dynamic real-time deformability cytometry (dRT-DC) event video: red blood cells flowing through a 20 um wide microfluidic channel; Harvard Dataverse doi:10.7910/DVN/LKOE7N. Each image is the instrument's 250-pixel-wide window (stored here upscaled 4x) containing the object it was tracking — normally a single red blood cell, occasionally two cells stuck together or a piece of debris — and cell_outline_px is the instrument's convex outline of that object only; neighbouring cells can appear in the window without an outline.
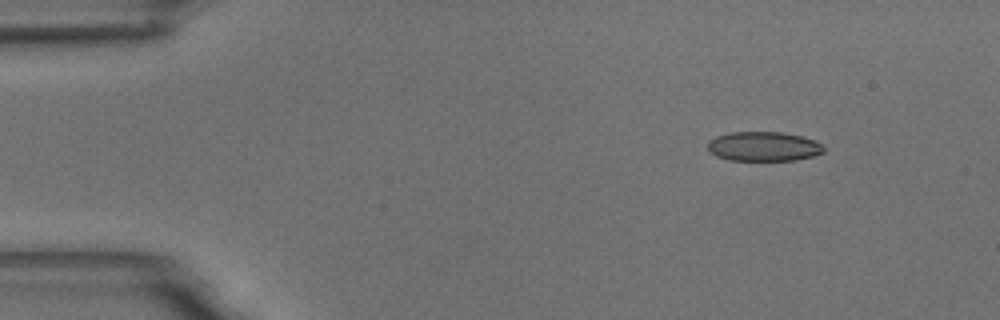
{"species": "common noctule bat (a hibernating species)", "species_latin": "Nyctalus noctula", "temperature_condition": "room temperature", "stored_images_in_passage": 50, "camera_frame_rate_fps": 3000, "um_per_image_px": 0.085, "animal": {"sex": "male", "body_mass_g": 18.8}, "frame": {"image": 1, "passage_image": 1, "time_ms": 0.0, "image_size_px": [1000, 320], "cell_outline_px": [[824, 152], [812, 156], [796, 160], [728, 160], [716, 156], [708, 152], [708, 140], [716, 136], [732, 132], [780, 132], [800, 136], [824, 144]], "centroid_in_image_um": [64.87, 12.45], "position_along_channel_um": 20.1, "area_um2": 19.94}}
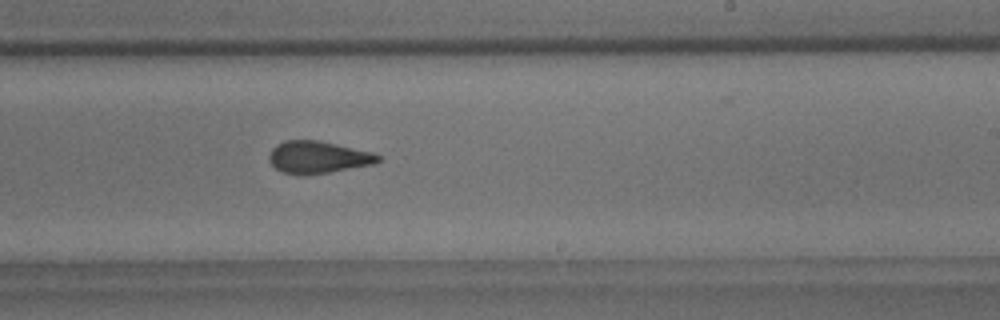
{"frame": {"image": 2, "passage_image": 28, "time_ms": 9.0, "image_size_px": [1000, 320], "cell_outline_px": [[380, 160], [376, 164], [308, 176], [304, 176], [284, 172], [276, 168], [268, 160], [268, 156], [272, 148], [276, 144], [284, 140], [320, 140], [372, 152], [380, 156]], "centroid_in_image_um": [27.03, 13.37], "position_along_channel_um": 262.0, "area_um2": 20.75}}
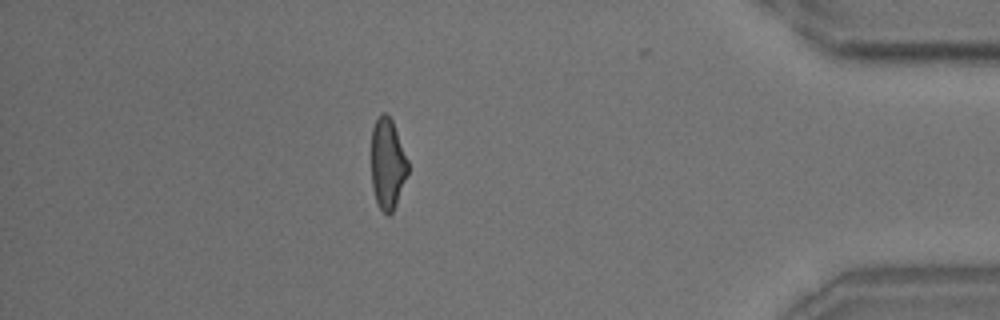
{"frame": {"image": 3, "passage_image": 43, "time_ms": 14.0, "image_size_px": [1000, 320], "cell_outline_px": [[408, 172], [396, 204], [392, 212], [388, 216], [380, 208], [376, 200], [372, 188], [372, 128], [376, 120], [384, 112], [392, 120], [408, 160]], "centroid_in_image_um": [32.94, 13.93], "position_along_channel_um": 402.3, "area_um2": 19.07}, "authors_computed_cell_mechanics": {"area_um2": 20.6635, "velocity_mm_per_s": 3.6313, "shape_relaxation_time_tau1_ms": 6.9895, "shape_relaxation_time_tau2_ms": 1.5333, "deformation_change_tau1": 0.1702, "deformation_change_tau2": 0.0845}}